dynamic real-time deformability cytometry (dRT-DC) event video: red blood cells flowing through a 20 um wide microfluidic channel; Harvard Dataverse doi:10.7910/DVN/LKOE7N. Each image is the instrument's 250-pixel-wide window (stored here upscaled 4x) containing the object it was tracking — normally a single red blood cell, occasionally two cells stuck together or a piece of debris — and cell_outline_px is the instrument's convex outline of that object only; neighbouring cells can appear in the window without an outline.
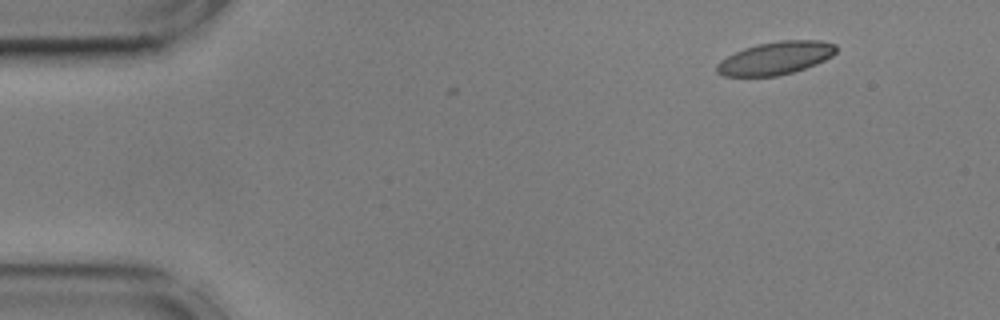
{"species": "common noctule bat (a hibernating species)", "species_latin": "Nyctalus noctula", "temperature_condition": "cold", "stored_images_in_passage": 4, "camera_frame_rate_fps": 3000, "um_per_image_px": 0.085, "animal": {"sex": "male", "body_mass_g": 17.9, "forearm_length_mm": 54.2}, "frame": {"image": 1, "passage_image": 1, "time_ms": 0.0, "image_size_px": [1000, 320], "cell_outline_px": [[836, 52], [832, 56], [816, 64], [792, 72], [776, 76], [724, 76], [716, 72], [716, 64], [720, 60], [744, 48], [756, 44], [780, 40], [820, 40], [836, 44]], "centroid_in_image_um": [65.92, 4.93], "position_along_channel_um": 19.1, "area_um2": 22.83}}